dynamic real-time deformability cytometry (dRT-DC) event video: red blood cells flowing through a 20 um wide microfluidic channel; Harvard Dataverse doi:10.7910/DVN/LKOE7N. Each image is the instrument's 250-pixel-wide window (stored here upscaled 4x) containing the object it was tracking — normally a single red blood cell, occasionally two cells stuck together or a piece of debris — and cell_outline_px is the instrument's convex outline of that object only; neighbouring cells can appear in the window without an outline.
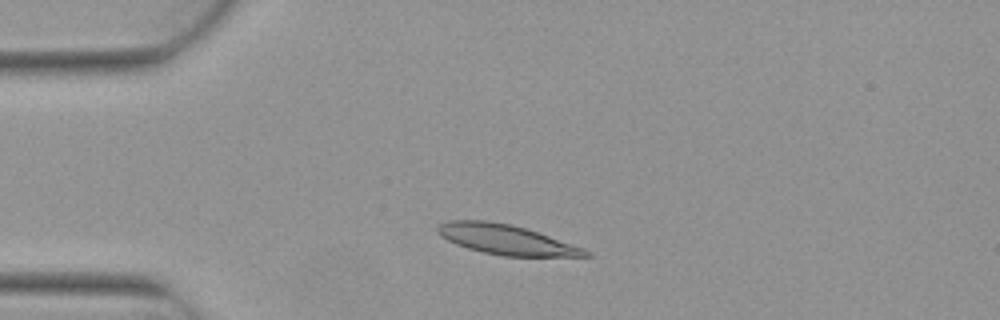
{"species": "Egyptian fruit bat (a non-hibernating species)", "species_latin": "Rousettus aegyptiacus", "temperature_condition": "warm", "stored_images_in_passage": 5, "camera_frame_rate_fps": 3000, "um_per_image_px": 0.085, "animal": {"sex": "female"}, "frame": {"image": 1, "passage_image": 2, "time_ms": 0.333, "image_size_px": [1000, 320], "cell_outline_px": [[592, 256], [504, 256], [484, 252], [468, 248], [456, 244], [440, 236], [436, 232], [436, 228], [440, 224], [448, 220], [484, 220], [508, 224], [524, 228], [584, 248], [592, 252]], "centroid_in_image_um": [42.99, 20.36], "position_along_channel_um": 42.0, "area_um2": 25.37}}
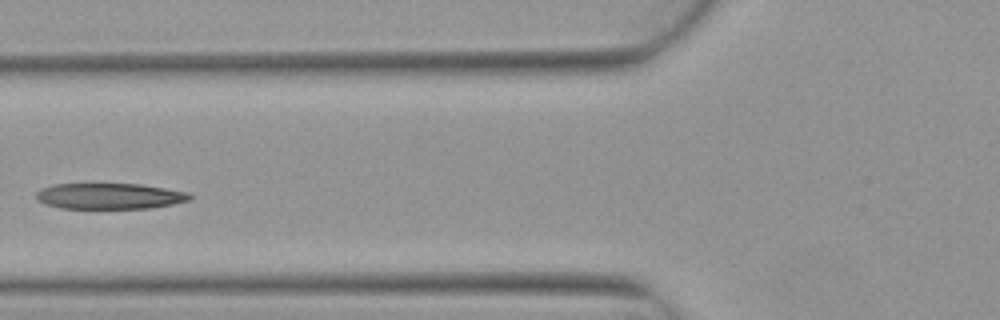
{"frame": {"image": 2, "passage_image": 4, "time_ms": 1.0, "image_size_px": [1000, 320], "cell_outline_px": [[192, 200], [152, 208], [60, 208], [44, 204], [36, 200], [36, 192], [52, 184], [140, 184], [188, 192], [192, 196]], "centroid_in_image_um": [9.31, 16.67], "position_along_channel_um": 116.5, "area_um2": 23.18}}
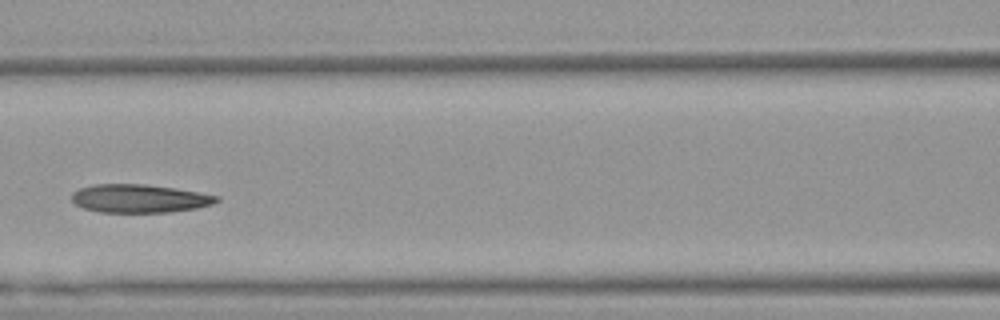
{"frame": {"image": 3, "passage_image": 5, "time_ms": 1.333, "image_size_px": [1000, 320], "cell_outline_px": [[220, 200], [212, 204], [196, 208], [168, 212], [100, 212], [84, 208], [76, 204], [72, 200], [72, 192], [80, 188], [96, 184], [144, 184], [176, 188], [220, 196]], "centroid_in_image_um": [11.86, 16.87], "position_along_channel_um": 154.7, "area_um2": 23.81}}